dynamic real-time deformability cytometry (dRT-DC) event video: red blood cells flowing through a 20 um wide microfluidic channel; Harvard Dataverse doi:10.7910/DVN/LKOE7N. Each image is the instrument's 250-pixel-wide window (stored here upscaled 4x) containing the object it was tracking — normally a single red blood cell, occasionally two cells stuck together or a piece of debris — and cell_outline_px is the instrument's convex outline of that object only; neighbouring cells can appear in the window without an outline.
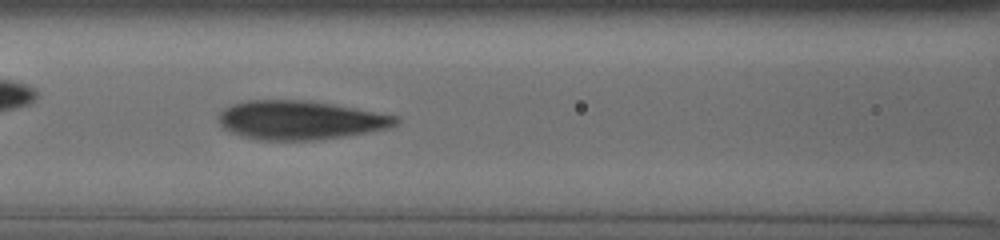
{"species": "human", "species_latin": "Homo sapiens", "temperature_condition": "cold", "stored_images_in_passage": 42, "camera_frame_rate_fps": 3000, "um_per_image_px": 0.085, "donor": {"sex": "male"}, "frame": {"image": 1, "passage_image": 36, "time_ms": 9.0, "image_size_px": [1000, 240], "cell_outline_px": [[400, 120], [396, 124], [388, 128], [368, 132], [320, 140], [256, 140], [240, 136], [228, 132], [220, 124], [216, 116], [224, 108], [232, 104], [248, 100], [304, 100], [332, 104], [396, 116]], "centroid_in_image_um": [25.44, 10.22], "position_along_channel_um": 141.2, "area_um2": 40.17}}
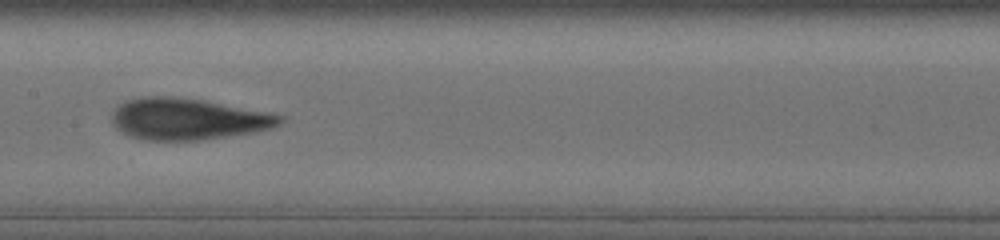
{"frame": {"image": 2, "passage_image": 41, "time_ms": 10.333, "image_size_px": [1000, 240], "cell_outline_px": [[284, 120], [280, 124], [272, 128], [252, 132], [200, 140], [144, 140], [128, 136], [120, 132], [112, 124], [112, 112], [120, 104], [128, 100], [148, 96], [172, 96], [200, 100], [272, 112], [284, 116]], "centroid_in_image_um": [15.96, 10.12], "position_along_channel_um": 191.4, "area_um2": 40.63}}